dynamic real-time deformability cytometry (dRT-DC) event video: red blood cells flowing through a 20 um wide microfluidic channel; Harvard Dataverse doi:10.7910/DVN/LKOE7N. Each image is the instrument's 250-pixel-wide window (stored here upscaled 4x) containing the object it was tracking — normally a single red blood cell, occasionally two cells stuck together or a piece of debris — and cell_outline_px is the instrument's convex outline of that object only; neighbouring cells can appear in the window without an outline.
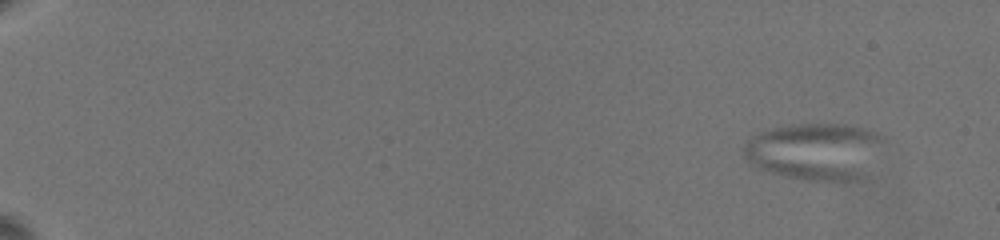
{"species": "common noctule bat (a hibernating species)", "species_latin": "Nyctalus noctula", "temperature_condition": "warm", "stored_images_in_passage": 13, "camera_frame_rate_fps": 3000, "um_per_image_px": 0.085, "animal": {"sex": "female", "body_mass_g": 19.5, "forearm_length_mm": 54.1}, "frame": {"image": 1, "passage_image": 4, "time_ms": 1.667, "image_size_px": [1000, 240], "cell_outline_px": [[876, 140], [864, 180], [808, 180], [788, 176], [756, 168], [748, 160], [744, 152], [744, 144], [748, 140], [760, 132], [772, 128], [796, 124], [844, 124], [864, 128], [872, 132], [876, 136]], "centroid_in_image_um": [69.12, 12.87], "position_along_channel_um": 15.9, "area_um2": 44.56}}